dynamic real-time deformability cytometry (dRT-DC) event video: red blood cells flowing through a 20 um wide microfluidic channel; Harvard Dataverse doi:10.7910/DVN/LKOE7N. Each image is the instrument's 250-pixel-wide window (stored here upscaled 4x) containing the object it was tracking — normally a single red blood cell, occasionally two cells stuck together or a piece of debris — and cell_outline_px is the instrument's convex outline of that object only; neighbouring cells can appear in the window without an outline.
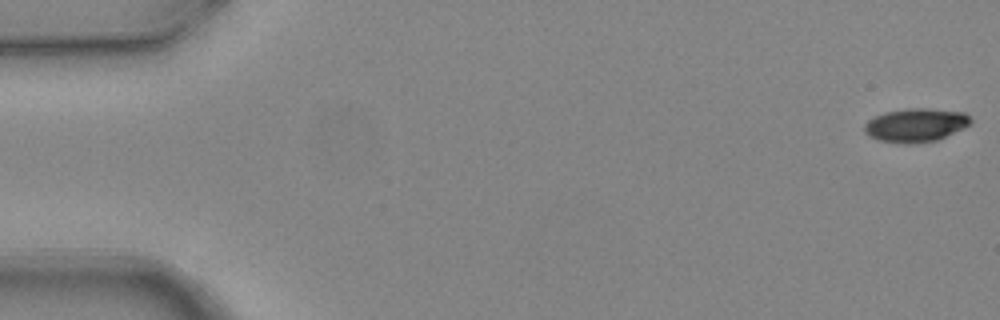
{"species": "common noctule bat (a hibernating species)", "species_latin": "Nyctalus noctula", "temperature_condition": "warm", "stored_images_in_passage": 4, "camera_frame_rate_fps": 3000, "um_per_image_px": 0.085, "animal": {"sex": "female", "body_mass_g": 24.6, "forearm_length_mm": 56.2}, "frame": {"image": 1, "passage_image": 1, "time_ms": 0.0, "image_size_px": [1000, 320], "cell_outline_px": [[972, 124], [964, 128], [936, 140], [912, 144], [904, 144], [876, 140], [868, 136], [864, 132], [864, 124], [868, 120], [884, 112], [908, 108], [928, 108], [964, 112], [972, 120]], "centroid_in_image_um": [77.82, 10.64], "position_along_channel_um": 7.2, "area_um2": 20.98}}
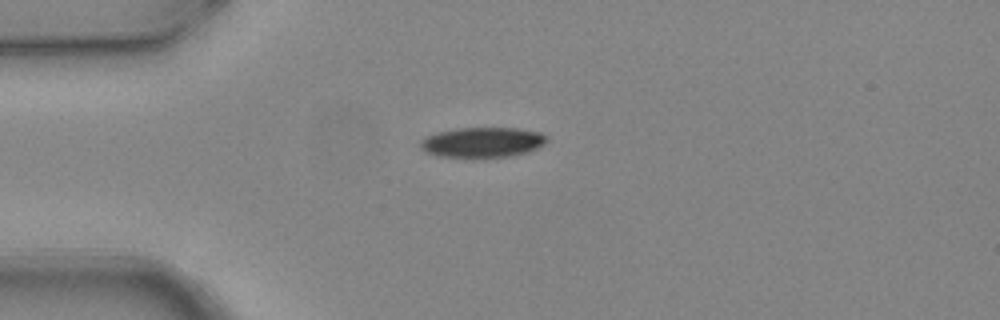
{"frame": {"image": 2, "passage_image": 4, "time_ms": 1.0, "image_size_px": [1000, 320], "cell_outline_px": [[548, 140], [544, 144], [528, 152], [508, 156], [436, 156], [420, 148], [420, 140], [436, 132], [460, 128], [516, 128], [540, 132], [548, 136]], "centroid_in_image_um": [41.03, 12.07], "position_along_channel_um": 44.0, "area_um2": 21.85}}